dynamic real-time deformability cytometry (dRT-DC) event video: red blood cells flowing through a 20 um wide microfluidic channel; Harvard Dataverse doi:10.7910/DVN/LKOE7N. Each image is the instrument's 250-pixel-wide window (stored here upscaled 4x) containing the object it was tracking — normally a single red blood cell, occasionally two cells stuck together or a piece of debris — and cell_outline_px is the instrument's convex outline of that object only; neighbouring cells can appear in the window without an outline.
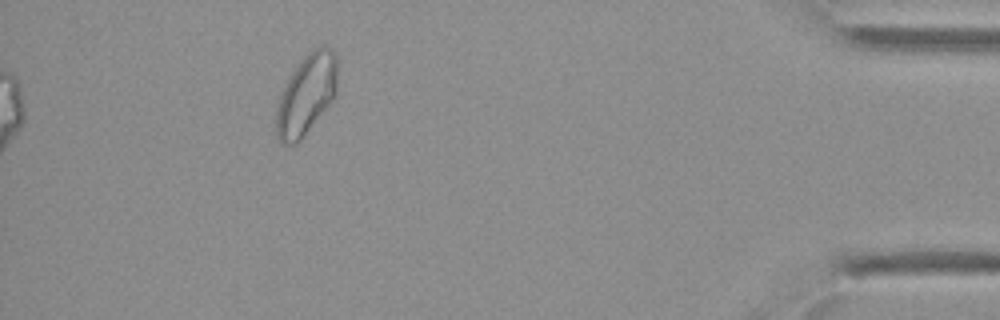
{"species": "Egyptian fruit bat (a non-hibernating species)", "species_latin": "Rousettus aegyptiacus", "temperature_condition": "cold", "stored_images_in_passage": 40, "camera_frame_rate_fps": 3000, "um_per_image_px": 0.085, "animal": {"sex": "female"}, "frame": {"image": 1, "passage_image": 40, "time_ms": 13.0, "image_size_px": [1000, 320], "cell_outline_px": [[336, 92], [332, 100], [300, 140], [296, 144], [280, 144], [276, 136], [276, 108], [280, 96], [296, 64], [304, 52], [320, 44], [324, 44], [332, 48], [336, 52]], "centroid_in_image_um": [26.03, 7.97], "position_along_channel_um": 409.2, "area_um2": 28.84}}